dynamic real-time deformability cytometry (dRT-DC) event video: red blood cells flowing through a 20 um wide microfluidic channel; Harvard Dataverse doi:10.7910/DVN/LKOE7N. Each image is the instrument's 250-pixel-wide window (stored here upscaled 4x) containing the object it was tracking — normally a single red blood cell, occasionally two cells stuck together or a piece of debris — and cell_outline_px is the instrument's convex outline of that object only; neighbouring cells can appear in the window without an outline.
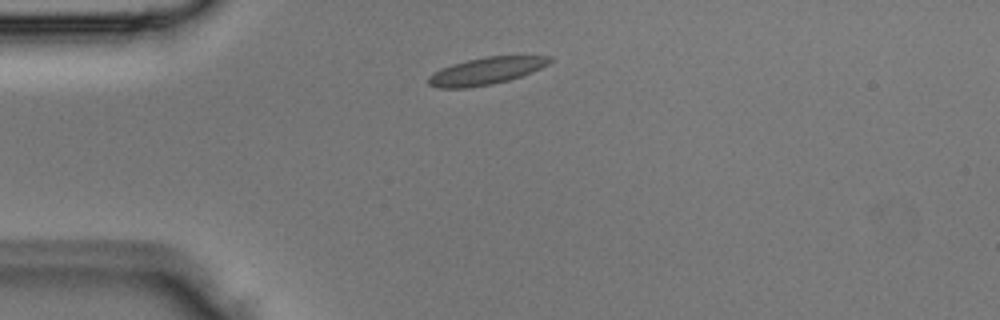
{"species": "Egyptian fruit bat (a non-hibernating species)", "species_latin": "Rousettus aegyptiacus", "temperature_condition": "room temperature", "stored_images_in_passage": 2, "camera_frame_rate_fps": 3000, "um_per_image_px": 0.085, "animal": {"sex": "male"}, "frame": {"image": 1, "passage_image": 1, "time_ms": 0.0, "image_size_px": [1000, 320], "cell_outline_px": [[552, 60], [548, 64], [532, 72], [508, 80], [492, 84], [468, 88], [440, 88], [428, 84], [428, 76], [440, 68], [452, 64], [468, 60], [488, 56], [552, 56]], "centroid_in_image_um": [41.29, 6.03], "position_along_channel_um": 43.7, "area_um2": 19.07}}